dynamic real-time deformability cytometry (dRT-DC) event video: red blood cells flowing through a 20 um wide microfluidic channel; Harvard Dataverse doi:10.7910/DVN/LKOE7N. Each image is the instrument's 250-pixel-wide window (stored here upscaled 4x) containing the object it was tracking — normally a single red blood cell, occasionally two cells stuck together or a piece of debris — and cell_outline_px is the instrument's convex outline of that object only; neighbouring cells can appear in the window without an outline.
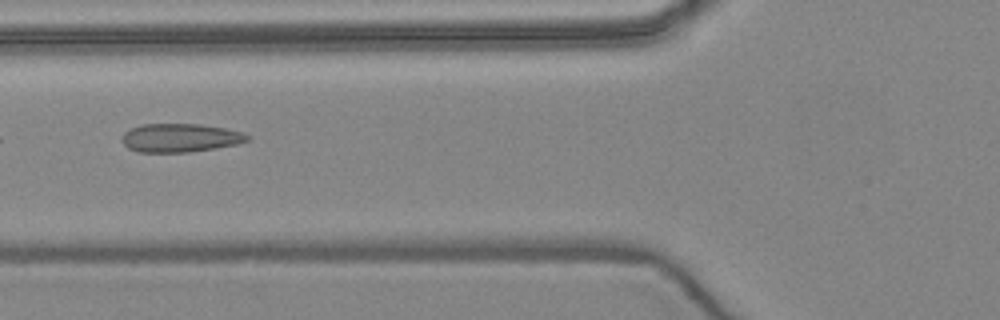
{"species": "common noctule bat (a hibernating species)", "species_latin": "Nyctalus noctula", "temperature_condition": "warm", "stored_images_in_passage": 6, "camera_frame_rate_fps": 3000, "um_per_image_px": 0.085, "animal": {"sex": "female", "body_mass_g": 24.6, "forearm_length_mm": 56.2}, "frame": {"image": 1, "passage_image": 6, "time_ms": 6.667, "image_size_px": [1000, 320], "cell_outline_px": [[252, 140], [236, 144], [216, 148], [188, 152], [136, 152], [128, 148], [124, 144], [124, 132], [140, 124], [200, 124], [224, 128], [244, 132], [252, 136]], "centroid_in_image_um": [15.38, 11.71], "position_along_channel_um": 110.4, "area_um2": 20.92}}